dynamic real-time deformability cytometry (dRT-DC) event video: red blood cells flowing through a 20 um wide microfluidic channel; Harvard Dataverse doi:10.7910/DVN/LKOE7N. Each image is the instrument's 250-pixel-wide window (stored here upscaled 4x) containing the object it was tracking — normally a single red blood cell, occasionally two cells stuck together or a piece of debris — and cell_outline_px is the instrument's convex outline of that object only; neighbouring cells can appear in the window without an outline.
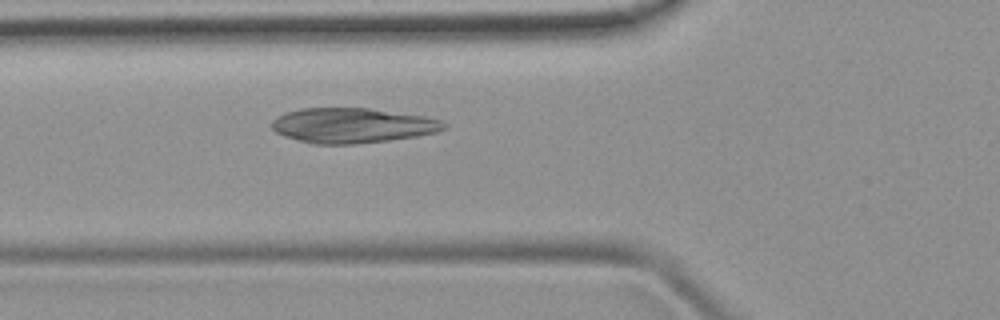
{"species": "common noctule bat (a hibernating species)", "species_latin": "Nyctalus noctula", "temperature_condition": "room temperature", "stored_images_in_passage": 46, "camera_frame_rate_fps": 3000, "um_per_image_px": 0.085, "animal": {"sex": "female", "body_mass_g": 19.9}, "frame": {"image": 1, "passage_image": 15, "time_ms": 4.667, "image_size_px": [1000, 320], "cell_outline_px": [[448, 128], [436, 132], [416, 136], [388, 140], [356, 144], [312, 144], [284, 136], [276, 132], [272, 128], [272, 120], [288, 112], [300, 108], [368, 108], [424, 116], [440, 120], [448, 124]], "centroid_in_image_um": [29.97, 10.67], "position_along_channel_um": 95.8, "area_um2": 34.97}}
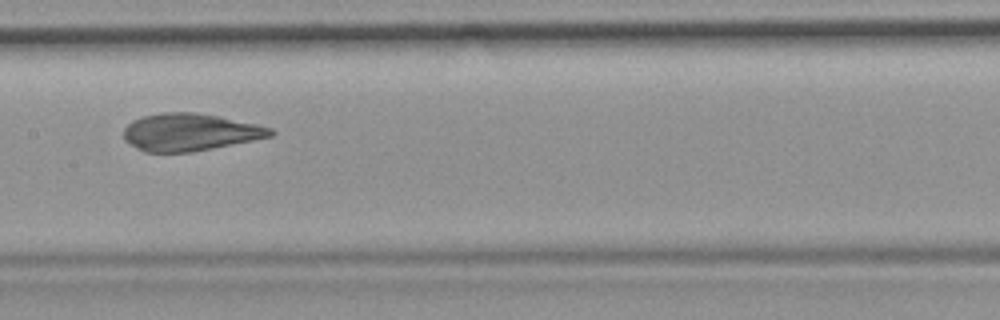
{"frame": {"image": 2, "passage_image": 22, "time_ms": 7.0, "image_size_px": [1000, 320], "cell_outline_px": [[276, 132], [272, 136], [192, 152], [144, 152], [136, 148], [124, 140], [124, 128], [132, 120], [144, 116], [160, 112], [196, 112], [220, 116], [256, 124], [272, 128]], "centroid_in_image_um": [16.12, 11.22], "position_along_channel_um": 191.3, "area_um2": 31.96}}
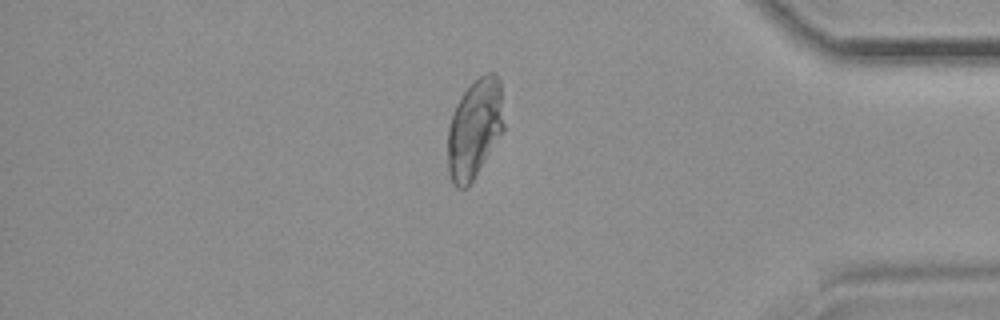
{"frame": {"image": 3, "passage_image": 39, "time_ms": 12.667, "image_size_px": [1000, 320], "cell_outline_px": [[504, 128], [472, 180], [464, 188], [456, 188], [448, 172], [448, 128], [452, 112], [460, 96], [480, 76], [488, 72], [496, 72], [500, 80], [504, 124]], "centroid_in_image_um": [40.33, 10.89], "position_along_channel_um": 394.9, "area_um2": 32.02}}